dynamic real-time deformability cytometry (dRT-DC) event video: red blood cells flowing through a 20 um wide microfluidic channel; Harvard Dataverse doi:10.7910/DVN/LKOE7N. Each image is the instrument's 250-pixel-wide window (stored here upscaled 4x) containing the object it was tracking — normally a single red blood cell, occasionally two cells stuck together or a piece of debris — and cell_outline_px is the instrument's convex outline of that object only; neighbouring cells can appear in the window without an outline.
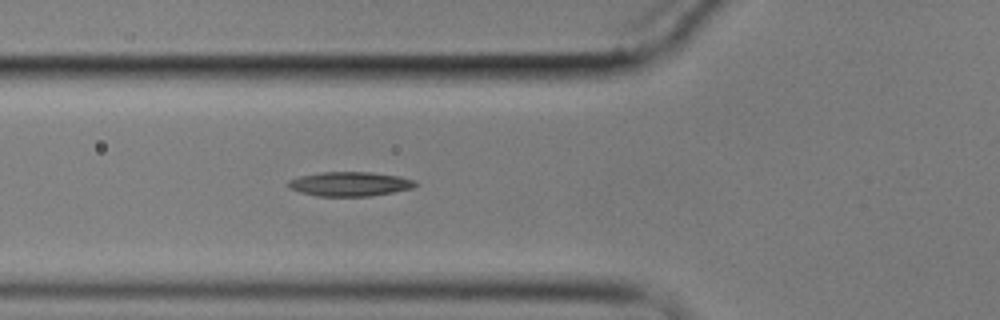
{"species": "common noctule bat (a hibernating species)", "species_latin": "Nyctalus noctula", "temperature_condition": "cold", "stored_images_in_passage": 5, "camera_frame_rate_fps": 3000, "um_per_image_px": 0.085, "animal": {"sex": "male", "body_mass_g": 17.9}, "frame": {"image": 1, "passage_image": 5, "time_ms": 5.667, "image_size_px": [1000, 320], "cell_outline_px": [[416, 184], [412, 188], [392, 192], [368, 196], [316, 196], [300, 192], [288, 188], [288, 180], [300, 176], [320, 172], [372, 172], [400, 176], [416, 180]], "centroid_in_image_um": [29.71, 15.63], "position_along_channel_um": 96.1, "area_um2": 18.03}}